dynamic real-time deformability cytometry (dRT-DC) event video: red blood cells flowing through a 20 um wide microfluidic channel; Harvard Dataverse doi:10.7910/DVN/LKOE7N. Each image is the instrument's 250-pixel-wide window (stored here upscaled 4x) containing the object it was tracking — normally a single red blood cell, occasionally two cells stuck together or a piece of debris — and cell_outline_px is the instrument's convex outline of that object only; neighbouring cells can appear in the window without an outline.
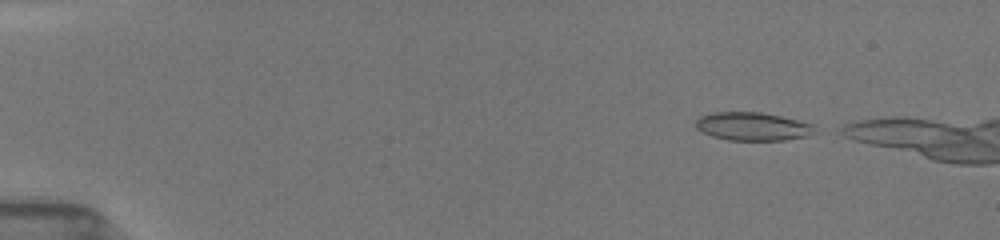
{"species": "common noctule bat (a hibernating species)", "species_latin": "Nyctalus noctula", "temperature_condition": "room temperature", "stored_images_in_passage": 12, "camera_frame_rate_fps": 3000, "um_per_image_px": 0.085, "animal": {"sex": "female", "body_mass_g": 19.5, "forearm_length_mm": 54.1}, "frame": {"image": 1, "passage_image": 1, "time_ms": 0.0, "image_size_px": [1000, 240], "cell_outline_px": [[820, 132], [804, 136], [784, 140], [728, 140], [712, 136], [696, 128], [696, 120], [700, 116], [712, 112], [760, 112], [780, 116], [812, 124]], "centroid_in_image_um": [63.98, 10.74], "position_along_channel_um": 21.0, "area_um2": 19.54}}